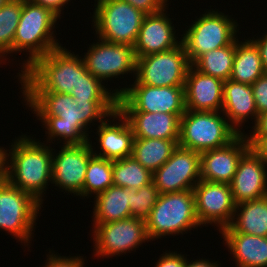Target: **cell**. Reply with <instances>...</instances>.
<instances>
[{"label": "cell", "mask_w": 267, "mask_h": 267, "mask_svg": "<svg viewBox=\"0 0 267 267\" xmlns=\"http://www.w3.org/2000/svg\"><path fill=\"white\" fill-rule=\"evenodd\" d=\"M88 71L72 90L74 102H117V96Z\"/></svg>", "instance_id": "obj_33"}, {"label": "cell", "mask_w": 267, "mask_h": 267, "mask_svg": "<svg viewBox=\"0 0 267 267\" xmlns=\"http://www.w3.org/2000/svg\"><path fill=\"white\" fill-rule=\"evenodd\" d=\"M52 148V183L62 192L78 195L83 190L89 159L93 156L91 143L61 145ZM54 150V151H53Z\"/></svg>", "instance_id": "obj_16"}, {"label": "cell", "mask_w": 267, "mask_h": 267, "mask_svg": "<svg viewBox=\"0 0 267 267\" xmlns=\"http://www.w3.org/2000/svg\"><path fill=\"white\" fill-rule=\"evenodd\" d=\"M224 81L190 65L185 85V108L191 111H222Z\"/></svg>", "instance_id": "obj_21"}, {"label": "cell", "mask_w": 267, "mask_h": 267, "mask_svg": "<svg viewBox=\"0 0 267 267\" xmlns=\"http://www.w3.org/2000/svg\"><path fill=\"white\" fill-rule=\"evenodd\" d=\"M119 88L112 92L117 96V110L120 112L185 113L184 86L129 84Z\"/></svg>", "instance_id": "obj_10"}, {"label": "cell", "mask_w": 267, "mask_h": 267, "mask_svg": "<svg viewBox=\"0 0 267 267\" xmlns=\"http://www.w3.org/2000/svg\"><path fill=\"white\" fill-rule=\"evenodd\" d=\"M267 31V30H266ZM263 30V33L261 37L255 39L254 37H251V40L256 44V46L259 49L260 57L262 61V66L264 69V72L267 73V32Z\"/></svg>", "instance_id": "obj_41"}, {"label": "cell", "mask_w": 267, "mask_h": 267, "mask_svg": "<svg viewBox=\"0 0 267 267\" xmlns=\"http://www.w3.org/2000/svg\"><path fill=\"white\" fill-rule=\"evenodd\" d=\"M42 207L30 194L14 187L6 179L0 183V230L13 236L22 246L28 248L31 245Z\"/></svg>", "instance_id": "obj_9"}, {"label": "cell", "mask_w": 267, "mask_h": 267, "mask_svg": "<svg viewBox=\"0 0 267 267\" xmlns=\"http://www.w3.org/2000/svg\"><path fill=\"white\" fill-rule=\"evenodd\" d=\"M238 135L221 111L185 110L180 119L178 146L202 153L223 147Z\"/></svg>", "instance_id": "obj_6"}, {"label": "cell", "mask_w": 267, "mask_h": 267, "mask_svg": "<svg viewBox=\"0 0 267 267\" xmlns=\"http://www.w3.org/2000/svg\"><path fill=\"white\" fill-rule=\"evenodd\" d=\"M245 40V41H244ZM240 41L235 39V57L230 80L252 85L265 72L262 66L260 52L250 39Z\"/></svg>", "instance_id": "obj_27"}, {"label": "cell", "mask_w": 267, "mask_h": 267, "mask_svg": "<svg viewBox=\"0 0 267 267\" xmlns=\"http://www.w3.org/2000/svg\"><path fill=\"white\" fill-rule=\"evenodd\" d=\"M235 267H267V237L240 232H220Z\"/></svg>", "instance_id": "obj_24"}, {"label": "cell", "mask_w": 267, "mask_h": 267, "mask_svg": "<svg viewBox=\"0 0 267 267\" xmlns=\"http://www.w3.org/2000/svg\"><path fill=\"white\" fill-rule=\"evenodd\" d=\"M178 141L179 139L135 138L132 156L153 173L171 157Z\"/></svg>", "instance_id": "obj_28"}, {"label": "cell", "mask_w": 267, "mask_h": 267, "mask_svg": "<svg viewBox=\"0 0 267 267\" xmlns=\"http://www.w3.org/2000/svg\"><path fill=\"white\" fill-rule=\"evenodd\" d=\"M188 260L189 259H187L186 267H221L218 261L213 262L206 258L203 259V257L201 259L199 257L195 261L194 259L192 261Z\"/></svg>", "instance_id": "obj_43"}, {"label": "cell", "mask_w": 267, "mask_h": 267, "mask_svg": "<svg viewBox=\"0 0 267 267\" xmlns=\"http://www.w3.org/2000/svg\"><path fill=\"white\" fill-rule=\"evenodd\" d=\"M128 2L136 9H139L144 14H155L162 11L167 5L169 0H122Z\"/></svg>", "instance_id": "obj_38"}, {"label": "cell", "mask_w": 267, "mask_h": 267, "mask_svg": "<svg viewBox=\"0 0 267 267\" xmlns=\"http://www.w3.org/2000/svg\"><path fill=\"white\" fill-rule=\"evenodd\" d=\"M220 232H240L267 237V196L237 204L232 223Z\"/></svg>", "instance_id": "obj_26"}, {"label": "cell", "mask_w": 267, "mask_h": 267, "mask_svg": "<svg viewBox=\"0 0 267 267\" xmlns=\"http://www.w3.org/2000/svg\"><path fill=\"white\" fill-rule=\"evenodd\" d=\"M58 19L60 21L50 9L34 4L31 0H22L21 17L13 39V54L22 55V52H26L28 58L19 63L21 70L18 71L21 72L16 77L37 58L62 46L56 38L55 25H58Z\"/></svg>", "instance_id": "obj_4"}, {"label": "cell", "mask_w": 267, "mask_h": 267, "mask_svg": "<svg viewBox=\"0 0 267 267\" xmlns=\"http://www.w3.org/2000/svg\"><path fill=\"white\" fill-rule=\"evenodd\" d=\"M9 0H0V8L5 5Z\"/></svg>", "instance_id": "obj_45"}, {"label": "cell", "mask_w": 267, "mask_h": 267, "mask_svg": "<svg viewBox=\"0 0 267 267\" xmlns=\"http://www.w3.org/2000/svg\"><path fill=\"white\" fill-rule=\"evenodd\" d=\"M92 227L93 255L97 259L126 255L131 251L135 252L143 243L151 241L145 220L135 217L93 224Z\"/></svg>", "instance_id": "obj_11"}, {"label": "cell", "mask_w": 267, "mask_h": 267, "mask_svg": "<svg viewBox=\"0 0 267 267\" xmlns=\"http://www.w3.org/2000/svg\"><path fill=\"white\" fill-rule=\"evenodd\" d=\"M86 72L81 55L61 46L37 58L17 79L20 92L71 94Z\"/></svg>", "instance_id": "obj_3"}, {"label": "cell", "mask_w": 267, "mask_h": 267, "mask_svg": "<svg viewBox=\"0 0 267 267\" xmlns=\"http://www.w3.org/2000/svg\"><path fill=\"white\" fill-rule=\"evenodd\" d=\"M190 65L181 42L173 49L137 58L136 77L132 84L184 86Z\"/></svg>", "instance_id": "obj_12"}, {"label": "cell", "mask_w": 267, "mask_h": 267, "mask_svg": "<svg viewBox=\"0 0 267 267\" xmlns=\"http://www.w3.org/2000/svg\"><path fill=\"white\" fill-rule=\"evenodd\" d=\"M108 118L106 117L98 125L97 129H94L97 130L98 138L96 137V140L97 143H99L96 147H98L100 151H98V149L95 150L92 140H89L93 155L111 161L132 156L135 138L127 119L117 109L111 113Z\"/></svg>", "instance_id": "obj_18"}, {"label": "cell", "mask_w": 267, "mask_h": 267, "mask_svg": "<svg viewBox=\"0 0 267 267\" xmlns=\"http://www.w3.org/2000/svg\"><path fill=\"white\" fill-rule=\"evenodd\" d=\"M186 256V257H185ZM187 256L177 251H165L160 256L154 267H186Z\"/></svg>", "instance_id": "obj_37"}, {"label": "cell", "mask_w": 267, "mask_h": 267, "mask_svg": "<svg viewBox=\"0 0 267 267\" xmlns=\"http://www.w3.org/2000/svg\"><path fill=\"white\" fill-rule=\"evenodd\" d=\"M204 12L191 21L193 23L181 35V42L191 65L203 54L230 45L238 37L237 33L241 28L237 20L218 9H207Z\"/></svg>", "instance_id": "obj_7"}, {"label": "cell", "mask_w": 267, "mask_h": 267, "mask_svg": "<svg viewBox=\"0 0 267 267\" xmlns=\"http://www.w3.org/2000/svg\"><path fill=\"white\" fill-rule=\"evenodd\" d=\"M94 7L91 22L95 37L112 43L135 45L146 14L122 0H95Z\"/></svg>", "instance_id": "obj_8"}, {"label": "cell", "mask_w": 267, "mask_h": 267, "mask_svg": "<svg viewBox=\"0 0 267 267\" xmlns=\"http://www.w3.org/2000/svg\"><path fill=\"white\" fill-rule=\"evenodd\" d=\"M13 140L9 150L5 148V179L42 205L52 183V147L26 134Z\"/></svg>", "instance_id": "obj_2"}, {"label": "cell", "mask_w": 267, "mask_h": 267, "mask_svg": "<svg viewBox=\"0 0 267 267\" xmlns=\"http://www.w3.org/2000/svg\"><path fill=\"white\" fill-rule=\"evenodd\" d=\"M145 223L152 241L202 228L196 215L193 190L160 194Z\"/></svg>", "instance_id": "obj_5"}, {"label": "cell", "mask_w": 267, "mask_h": 267, "mask_svg": "<svg viewBox=\"0 0 267 267\" xmlns=\"http://www.w3.org/2000/svg\"><path fill=\"white\" fill-rule=\"evenodd\" d=\"M247 134H267V112L258 115L256 123Z\"/></svg>", "instance_id": "obj_42"}, {"label": "cell", "mask_w": 267, "mask_h": 267, "mask_svg": "<svg viewBox=\"0 0 267 267\" xmlns=\"http://www.w3.org/2000/svg\"><path fill=\"white\" fill-rule=\"evenodd\" d=\"M22 95L27 108L41 120L46 144L50 145L56 140L59 141L57 145L62 140L63 145L88 142L91 123L100 124L117 109V102H74L70 94L64 93L22 92Z\"/></svg>", "instance_id": "obj_1"}, {"label": "cell", "mask_w": 267, "mask_h": 267, "mask_svg": "<svg viewBox=\"0 0 267 267\" xmlns=\"http://www.w3.org/2000/svg\"><path fill=\"white\" fill-rule=\"evenodd\" d=\"M0 147V183L5 180L6 149Z\"/></svg>", "instance_id": "obj_44"}, {"label": "cell", "mask_w": 267, "mask_h": 267, "mask_svg": "<svg viewBox=\"0 0 267 267\" xmlns=\"http://www.w3.org/2000/svg\"><path fill=\"white\" fill-rule=\"evenodd\" d=\"M251 87L258 114L267 112V73L259 77Z\"/></svg>", "instance_id": "obj_36"}, {"label": "cell", "mask_w": 267, "mask_h": 267, "mask_svg": "<svg viewBox=\"0 0 267 267\" xmlns=\"http://www.w3.org/2000/svg\"><path fill=\"white\" fill-rule=\"evenodd\" d=\"M96 39L97 42H92L82 56L87 71L103 84L106 80L123 79L124 74L133 75L134 81L137 58L133 46L108 42L98 37Z\"/></svg>", "instance_id": "obj_13"}, {"label": "cell", "mask_w": 267, "mask_h": 267, "mask_svg": "<svg viewBox=\"0 0 267 267\" xmlns=\"http://www.w3.org/2000/svg\"><path fill=\"white\" fill-rule=\"evenodd\" d=\"M267 164L249 149L239 160L230 183L234 203L258 200L267 196Z\"/></svg>", "instance_id": "obj_20"}, {"label": "cell", "mask_w": 267, "mask_h": 267, "mask_svg": "<svg viewBox=\"0 0 267 267\" xmlns=\"http://www.w3.org/2000/svg\"><path fill=\"white\" fill-rule=\"evenodd\" d=\"M234 57L235 40L230 45L203 54L192 65L204 74L227 81L232 73Z\"/></svg>", "instance_id": "obj_29"}, {"label": "cell", "mask_w": 267, "mask_h": 267, "mask_svg": "<svg viewBox=\"0 0 267 267\" xmlns=\"http://www.w3.org/2000/svg\"><path fill=\"white\" fill-rule=\"evenodd\" d=\"M93 224L110 223L132 217L131 189L112 185L94 197Z\"/></svg>", "instance_id": "obj_25"}, {"label": "cell", "mask_w": 267, "mask_h": 267, "mask_svg": "<svg viewBox=\"0 0 267 267\" xmlns=\"http://www.w3.org/2000/svg\"><path fill=\"white\" fill-rule=\"evenodd\" d=\"M193 192L196 215L201 226H216L219 232L230 226L236 207L230 184L200 180Z\"/></svg>", "instance_id": "obj_14"}, {"label": "cell", "mask_w": 267, "mask_h": 267, "mask_svg": "<svg viewBox=\"0 0 267 267\" xmlns=\"http://www.w3.org/2000/svg\"><path fill=\"white\" fill-rule=\"evenodd\" d=\"M112 176L113 185L133 190L152 183L153 179V173L133 156L112 161Z\"/></svg>", "instance_id": "obj_30"}, {"label": "cell", "mask_w": 267, "mask_h": 267, "mask_svg": "<svg viewBox=\"0 0 267 267\" xmlns=\"http://www.w3.org/2000/svg\"><path fill=\"white\" fill-rule=\"evenodd\" d=\"M54 252V253H53ZM49 254H46L45 264L43 267H86L85 258L83 256H61L59 253L55 254V251L49 250ZM42 267V266H41Z\"/></svg>", "instance_id": "obj_35"}, {"label": "cell", "mask_w": 267, "mask_h": 267, "mask_svg": "<svg viewBox=\"0 0 267 267\" xmlns=\"http://www.w3.org/2000/svg\"><path fill=\"white\" fill-rule=\"evenodd\" d=\"M168 8L167 6L158 13L144 16L136 43L133 46L136 58L164 52L181 43L173 21L167 14Z\"/></svg>", "instance_id": "obj_19"}, {"label": "cell", "mask_w": 267, "mask_h": 267, "mask_svg": "<svg viewBox=\"0 0 267 267\" xmlns=\"http://www.w3.org/2000/svg\"><path fill=\"white\" fill-rule=\"evenodd\" d=\"M113 185L112 161L93 155L88 162L80 198H92Z\"/></svg>", "instance_id": "obj_31"}, {"label": "cell", "mask_w": 267, "mask_h": 267, "mask_svg": "<svg viewBox=\"0 0 267 267\" xmlns=\"http://www.w3.org/2000/svg\"><path fill=\"white\" fill-rule=\"evenodd\" d=\"M132 128L134 138L179 139L184 113L121 112Z\"/></svg>", "instance_id": "obj_23"}, {"label": "cell", "mask_w": 267, "mask_h": 267, "mask_svg": "<svg viewBox=\"0 0 267 267\" xmlns=\"http://www.w3.org/2000/svg\"><path fill=\"white\" fill-rule=\"evenodd\" d=\"M160 193L153 182L141 186L137 190L131 189V203L129 210L132 217L145 220L149 217L152 208L157 203Z\"/></svg>", "instance_id": "obj_34"}, {"label": "cell", "mask_w": 267, "mask_h": 267, "mask_svg": "<svg viewBox=\"0 0 267 267\" xmlns=\"http://www.w3.org/2000/svg\"><path fill=\"white\" fill-rule=\"evenodd\" d=\"M250 149L245 133L227 145L200 153V178L204 181L230 184L239 160Z\"/></svg>", "instance_id": "obj_17"}, {"label": "cell", "mask_w": 267, "mask_h": 267, "mask_svg": "<svg viewBox=\"0 0 267 267\" xmlns=\"http://www.w3.org/2000/svg\"><path fill=\"white\" fill-rule=\"evenodd\" d=\"M250 149L267 164V134H246Z\"/></svg>", "instance_id": "obj_39"}, {"label": "cell", "mask_w": 267, "mask_h": 267, "mask_svg": "<svg viewBox=\"0 0 267 267\" xmlns=\"http://www.w3.org/2000/svg\"><path fill=\"white\" fill-rule=\"evenodd\" d=\"M34 4L50 9L61 19L64 7L70 3L71 0H31Z\"/></svg>", "instance_id": "obj_40"}, {"label": "cell", "mask_w": 267, "mask_h": 267, "mask_svg": "<svg viewBox=\"0 0 267 267\" xmlns=\"http://www.w3.org/2000/svg\"><path fill=\"white\" fill-rule=\"evenodd\" d=\"M22 0H9L0 8V64L13 57V39L21 17ZM9 54V55H8ZM12 54V55H10ZM8 55V56H7ZM9 57V58H8Z\"/></svg>", "instance_id": "obj_32"}, {"label": "cell", "mask_w": 267, "mask_h": 267, "mask_svg": "<svg viewBox=\"0 0 267 267\" xmlns=\"http://www.w3.org/2000/svg\"><path fill=\"white\" fill-rule=\"evenodd\" d=\"M152 178L160 194L193 190L201 180L200 153L177 146Z\"/></svg>", "instance_id": "obj_15"}, {"label": "cell", "mask_w": 267, "mask_h": 267, "mask_svg": "<svg viewBox=\"0 0 267 267\" xmlns=\"http://www.w3.org/2000/svg\"><path fill=\"white\" fill-rule=\"evenodd\" d=\"M221 112L239 134L244 133V130L242 132L243 124L248 122L249 119L253 120L252 125L255 124L259 114L251 85L234 82L230 79L224 81L223 108Z\"/></svg>", "instance_id": "obj_22"}]
</instances>
